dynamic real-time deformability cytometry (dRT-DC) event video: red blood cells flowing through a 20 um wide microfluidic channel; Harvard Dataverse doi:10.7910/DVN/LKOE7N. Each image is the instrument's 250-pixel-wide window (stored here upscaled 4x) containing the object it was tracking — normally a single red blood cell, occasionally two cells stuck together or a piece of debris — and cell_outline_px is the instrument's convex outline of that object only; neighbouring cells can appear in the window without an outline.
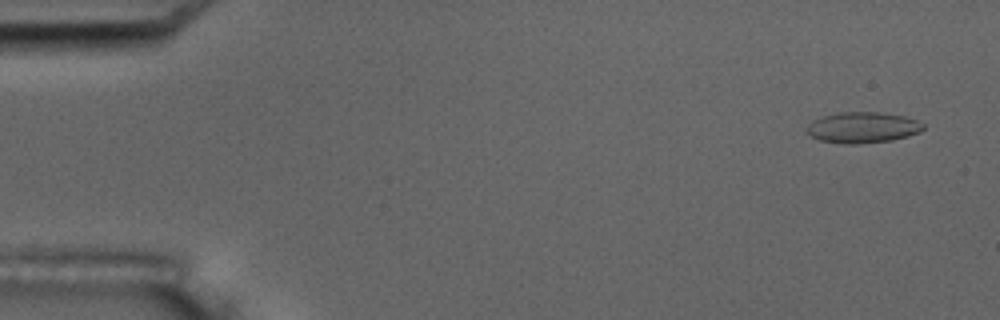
{"species": "common noctule bat (a hibernating species)", "species_latin": "Nyctalus noctula", "temperature_condition": "room temperature", "stored_images_in_passage": 6, "camera_frame_rate_fps": 3000, "um_per_image_px": 0.085, "animal": {"sex": "male", "body_mass_g": 17.5, "forearm_length_mm": 52.3}, "frame": {"image": 1, "passage_image": 1, "time_ms": 0.0, "image_size_px": [1000, 320], "cell_outline_px": [[924, 128], [920, 132], [908, 136], [892, 140], [856, 144], [844, 144], [820, 140], [812, 136], [808, 132], [808, 124], [812, 120], [820, 116], [840, 112], [876, 112], [904, 116], [916, 120], [924, 124]], "centroid_in_image_um": [73.32, 10.83], "position_along_channel_um": 11.7, "area_um2": 20.92}}